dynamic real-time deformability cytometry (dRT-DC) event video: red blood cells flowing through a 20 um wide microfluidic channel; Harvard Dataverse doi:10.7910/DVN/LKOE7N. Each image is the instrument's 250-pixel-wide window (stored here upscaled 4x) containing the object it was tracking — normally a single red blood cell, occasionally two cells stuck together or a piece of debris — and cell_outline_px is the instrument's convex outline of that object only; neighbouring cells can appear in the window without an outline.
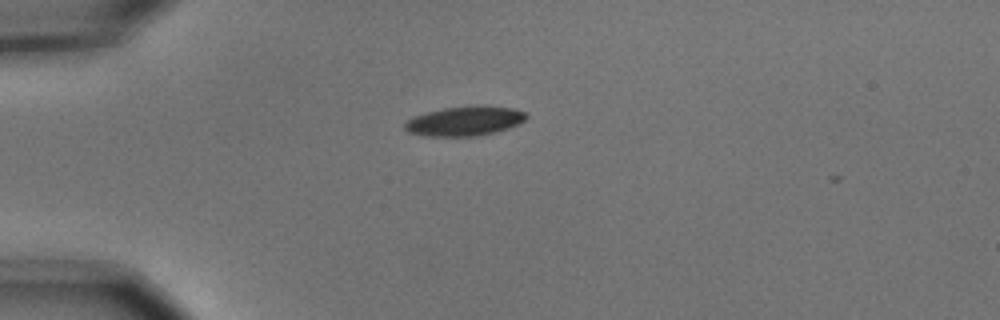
{"species": "common noctule bat (a hibernating species)", "species_latin": "Nyctalus noctula", "temperature_condition": "cold", "stored_images_in_passage": 4, "camera_frame_rate_fps": 3000, "um_per_image_px": 0.085, "animal": {"sex": "male", "body_mass_g": 15.6}, "frame": {"image": 1, "passage_image": 1, "time_ms": 0.0, "image_size_px": [1000, 320], "cell_outline_px": [[528, 116], [520, 124], [496, 132], [476, 136], [424, 136], [408, 132], [404, 128], [404, 124], [412, 116], [444, 108], [476, 104], [484, 104], [512, 108], [528, 112]], "centroid_in_image_um": [39.54, 10.27], "position_along_channel_um": 45.5, "area_um2": 21.33}}
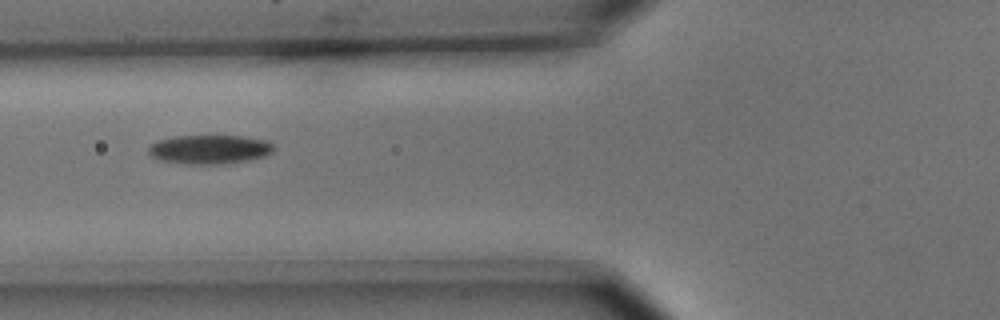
{"frame": {"image": 2, "passage_image": 3, "time_ms": 0.667, "image_size_px": [1000, 320], "cell_outline_px": [[272, 152], [264, 156], [248, 160], [220, 164], [188, 164], [160, 160], [152, 156], [148, 152], [148, 144], [160, 140], [176, 136], [240, 136], [268, 140], [272, 144]], "centroid_in_image_um": [17.79, 12.69], "position_along_channel_um": 108.0, "area_um2": 21.04}}
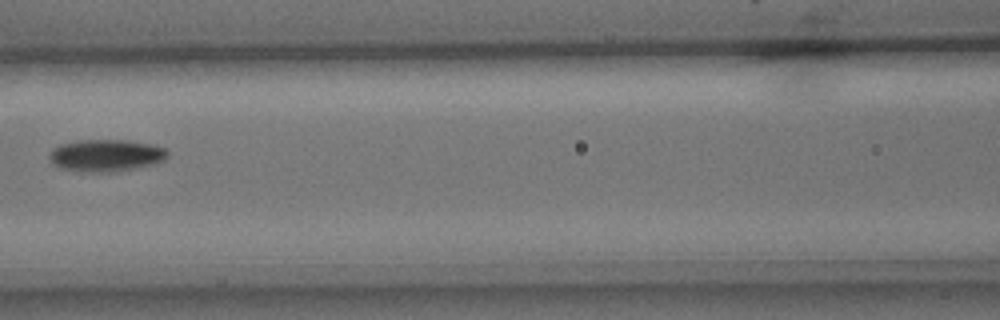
{"frame": {"image": 3, "passage_image": 4, "time_ms": 1.0, "image_size_px": [1000, 320], "cell_outline_px": [[168, 156], [164, 160], [156, 164], [116, 172], [80, 172], [60, 168], [52, 164], [48, 156], [52, 148], [60, 144], [76, 140], [128, 140], [152, 144], [164, 148], [168, 152]], "centroid_in_image_um": [8.99, 13.22], "position_along_channel_um": 157.6, "area_um2": 22.54}}